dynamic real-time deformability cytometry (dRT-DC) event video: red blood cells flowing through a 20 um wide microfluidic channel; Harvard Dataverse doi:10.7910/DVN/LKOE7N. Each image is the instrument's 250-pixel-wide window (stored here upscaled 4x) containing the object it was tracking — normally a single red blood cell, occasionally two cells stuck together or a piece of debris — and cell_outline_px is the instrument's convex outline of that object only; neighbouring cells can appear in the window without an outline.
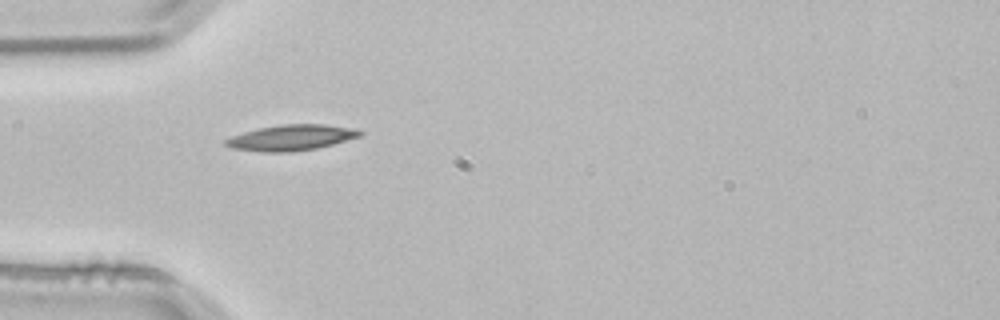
{"species": "common noctule bat (a hibernating species)", "species_latin": "Nyctalus noctula", "temperature_condition": "room temperature", "stored_images_in_passage": 2, "camera_frame_rate_fps": 3000, "um_per_image_px": 0.085, "animal": {"sex": "male", "body_mass_g": 21.5, "forearm_length_mm": 52.0}, "frame": {"image": 1, "passage_image": 1, "time_ms": 0.0, "image_size_px": [1000, 320], "cell_outline_px": [[364, 132], [360, 136], [332, 144], [316, 148], [288, 152], [264, 152], [232, 148], [224, 144], [224, 140], [232, 136], [244, 132], [260, 128], [284, 124], [324, 124], [356, 128]], "centroid_in_image_um": [24.77, 11.69], "position_along_channel_um": 60.2, "area_um2": 19.94}}